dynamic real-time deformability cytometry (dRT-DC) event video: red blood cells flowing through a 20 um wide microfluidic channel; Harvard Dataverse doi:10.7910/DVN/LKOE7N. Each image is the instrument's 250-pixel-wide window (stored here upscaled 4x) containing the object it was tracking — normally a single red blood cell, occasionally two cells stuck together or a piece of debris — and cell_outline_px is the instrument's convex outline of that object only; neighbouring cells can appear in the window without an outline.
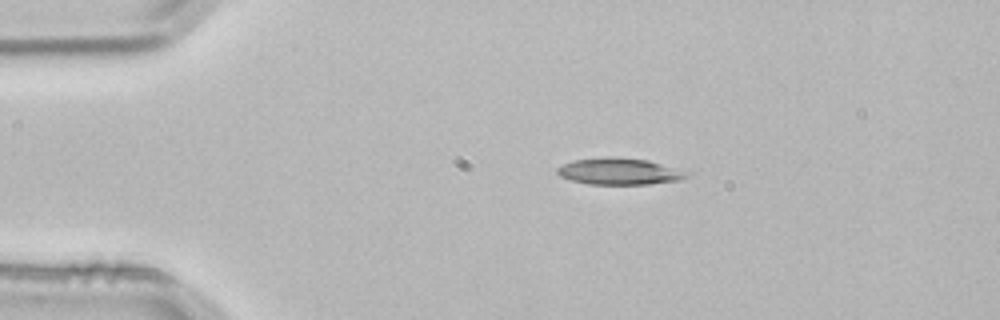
{"species": "common noctule bat (a hibernating species)", "species_latin": "Nyctalus noctula", "temperature_condition": "room temperature", "stored_images_in_passage": 4, "segment_of_instrument_passage": [1, 2], "camera_frame_rate_fps": 3000, "um_per_image_px": 0.085, "animal": {"sex": "male", "body_mass_g": 21.5, "forearm_length_mm": 52.0}, "frame": {"image": 1, "passage_image": 2, "time_ms": 0.333, "image_size_px": [1000, 320], "cell_outline_px": [[696, 172], [692, 176], [680, 180], [648, 184], [588, 184], [572, 180], [560, 176], [556, 172], [556, 168], [572, 160], [604, 156], [648, 160]], "centroid_in_image_um": [52.75, 14.56], "position_along_channel_um": 32.2, "area_um2": 20.52}}